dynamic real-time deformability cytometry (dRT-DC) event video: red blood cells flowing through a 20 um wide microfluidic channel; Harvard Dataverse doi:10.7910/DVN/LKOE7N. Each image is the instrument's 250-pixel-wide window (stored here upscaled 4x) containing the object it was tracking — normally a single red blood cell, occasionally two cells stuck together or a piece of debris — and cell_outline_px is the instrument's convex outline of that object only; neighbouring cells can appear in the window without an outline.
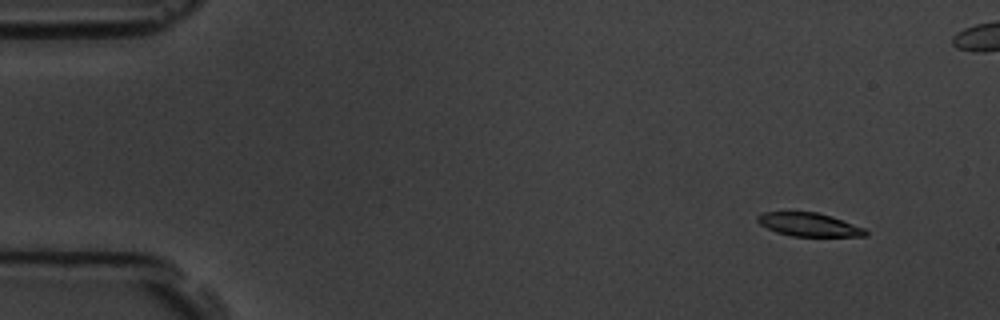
{"species": "common noctule bat (a hibernating species)", "species_latin": "Nyctalus noctula", "temperature_condition": "room temperature", "stored_images_in_passage": 6, "camera_frame_rate_fps": 3000, "um_per_image_px": 0.085, "animal": {"sex": "male", "body_mass_g": 19.5, "forearm_length_mm": 54.6}, "frame": {"image": 1, "passage_image": 2, "time_ms": 1.0, "image_size_px": [1000, 320], "cell_outline_px": [[868, 236], [792, 236], [776, 232], [760, 224], [756, 220], [756, 216], [764, 212], [816, 212], [832, 216], [864, 228], [868, 232]], "centroid_in_image_um": [68.76, 19.09], "position_along_channel_um": 16.2, "area_um2": 14.68}}